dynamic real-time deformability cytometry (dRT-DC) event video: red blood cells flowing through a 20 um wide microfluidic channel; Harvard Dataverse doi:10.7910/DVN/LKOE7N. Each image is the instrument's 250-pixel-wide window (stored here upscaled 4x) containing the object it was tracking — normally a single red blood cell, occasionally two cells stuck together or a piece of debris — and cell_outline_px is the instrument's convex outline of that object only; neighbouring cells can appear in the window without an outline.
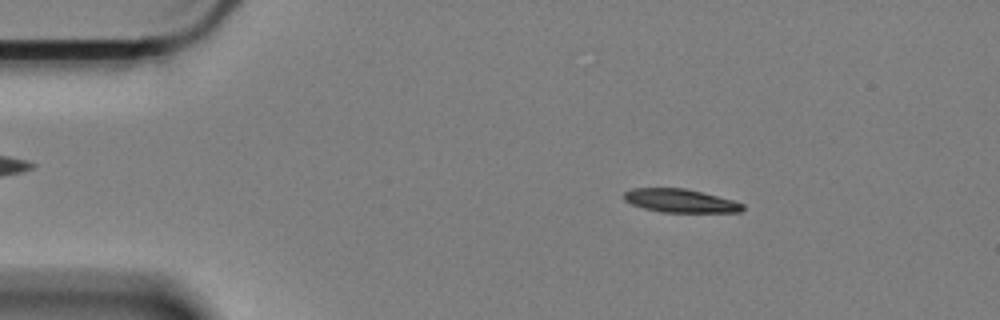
{"species": "Egyptian fruit bat (a non-hibernating species)", "species_latin": "Rousettus aegyptiacus", "temperature_condition": "cold", "stored_images_in_passage": 15, "camera_frame_rate_fps": 3000, "um_per_image_px": 0.085, "animal": {"sex": "female"}, "frame": {"image": 1, "passage_image": 7, "time_ms": 2.0, "image_size_px": [1000, 320], "cell_outline_px": [[744, 208], [740, 212], [660, 212], [644, 208], [632, 204], [624, 200], [624, 192], [632, 188], [684, 188], [732, 200], [744, 204]], "centroid_in_image_um": [57.8, 17.06], "position_along_channel_um": 27.2, "area_um2": 16.01}}